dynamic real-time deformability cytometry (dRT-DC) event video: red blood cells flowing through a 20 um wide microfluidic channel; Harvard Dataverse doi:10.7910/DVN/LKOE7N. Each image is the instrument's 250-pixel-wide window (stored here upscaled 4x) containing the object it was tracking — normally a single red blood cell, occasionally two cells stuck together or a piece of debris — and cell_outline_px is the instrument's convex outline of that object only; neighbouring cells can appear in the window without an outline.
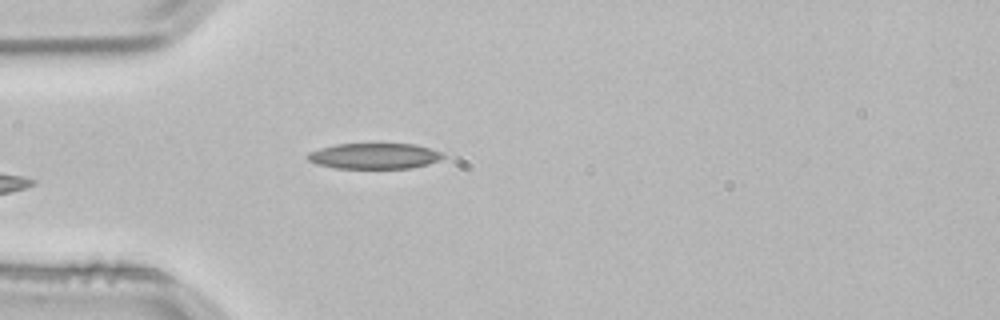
{"species": "common noctule bat (a hibernating species)", "species_latin": "Nyctalus noctula", "temperature_condition": "room temperature", "stored_images_in_passage": 3, "camera_frame_rate_fps": 3000, "um_per_image_px": 0.085, "animal": {"sex": "male", "body_mass_g": 21.5, "forearm_length_mm": 52.0}, "frame": {"image": 1, "passage_image": 3, "time_ms": 0.667, "image_size_px": [1000, 320], "cell_outline_px": [[444, 156], [440, 160], [428, 164], [412, 168], [336, 168], [316, 164], [308, 160], [304, 156], [308, 152], [320, 148], [336, 144], [416, 144], [440, 152]], "centroid_in_image_um": [31.77, 13.26], "position_along_channel_um": 53.2, "area_um2": 20.29}}